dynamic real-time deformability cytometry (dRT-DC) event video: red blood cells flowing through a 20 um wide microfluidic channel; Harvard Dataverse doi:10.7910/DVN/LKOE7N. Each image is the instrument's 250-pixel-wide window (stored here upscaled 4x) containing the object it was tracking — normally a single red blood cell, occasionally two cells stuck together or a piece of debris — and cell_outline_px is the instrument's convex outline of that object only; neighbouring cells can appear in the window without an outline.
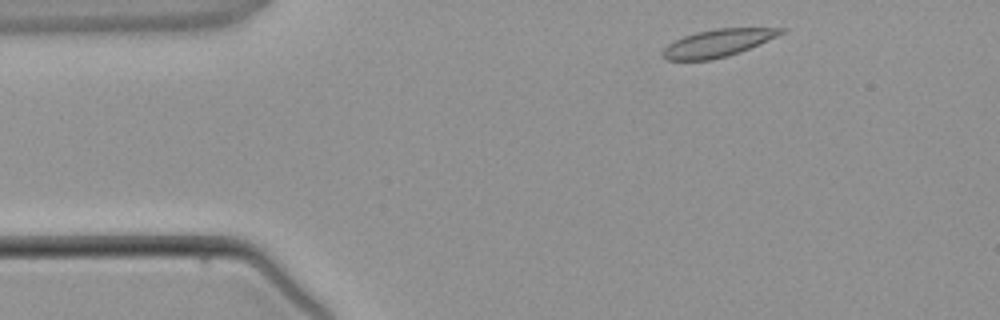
{"species": "common noctule bat (a hibernating species)", "species_latin": "Nyctalus noctula", "temperature_condition": "warm", "stored_images_in_passage": 3, "camera_frame_rate_fps": 3000, "um_per_image_px": 0.085, "animal": {"sex": "male", "body_mass_g": 21.5, "forearm_length_mm": 52.0}, "frame": {"image": 1, "passage_image": 1, "time_ms": 0.0, "image_size_px": [1000, 320], "cell_outline_px": [[788, 28], [784, 32], [776, 36], [740, 52], [728, 56], [712, 60], [668, 60], [660, 52], [668, 44], [684, 36], [696, 32], [716, 28]], "centroid_in_image_um": [60.99, 3.66], "position_along_channel_um": 24.0, "area_um2": 18.73}}
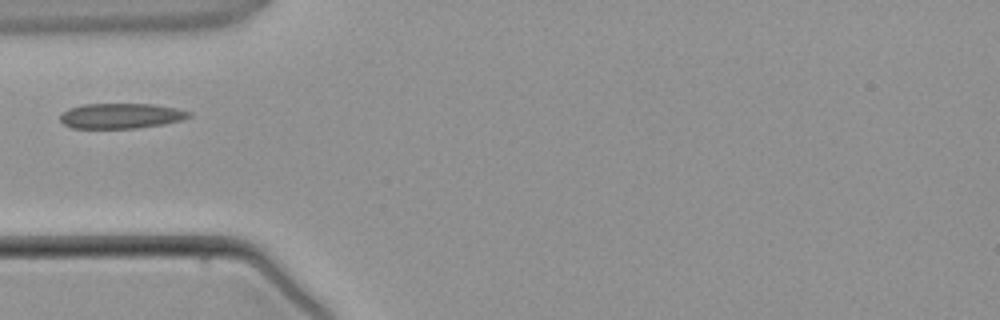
{"frame": {"image": 2, "passage_image": 3, "time_ms": 2.333, "image_size_px": [1000, 320], "cell_outline_px": [[192, 116], [180, 120], [164, 124], [136, 128], [72, 128], [64, 124], [60, 120], [60, 116], [68, 108], [84, 104], [156, 104], [176, 108], [192, 112]], "centroid_in_image_um": [10.3, 9.84], "position_along_channel_um": 74.7, "area_um2": 18.96}}